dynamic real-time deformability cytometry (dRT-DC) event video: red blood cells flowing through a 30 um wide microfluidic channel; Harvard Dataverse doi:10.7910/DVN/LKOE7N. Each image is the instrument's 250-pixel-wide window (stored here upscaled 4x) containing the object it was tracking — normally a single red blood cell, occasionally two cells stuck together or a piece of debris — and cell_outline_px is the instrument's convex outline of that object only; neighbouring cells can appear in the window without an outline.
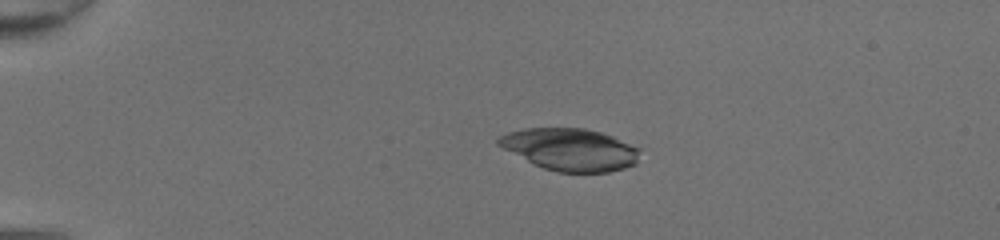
{"species": "common noctule bat (a hibernating species)", "species_latin": "Nyctalus noctula", "temperature_condition": "room temperature", "stored_images_in_passage": 38, "camera_frame_rate_fps": 3000, "um_per_image_px": 0.085, "animal": {"sex": "female", "body_mass_g": 20.0, "forearm_length_mm": 54.0}, "frame": {"image": 1, "passage_image": 1, "time_ms": 0.0, "image_size_px": [1000, 240], "cell_outline_px": [[644, 148], [636, 164], [624, 168], [608, 172], [556, 172], [544, 168], [496, 144], [496, 140], [500, 136], [508, 132], [524, 128], [584, 128], [600, 132], [612, 136]], "centroid_in_image_um": [48.56, 12.7], "position_along_channel_um": 36.4, "area_um2": 34.8}}